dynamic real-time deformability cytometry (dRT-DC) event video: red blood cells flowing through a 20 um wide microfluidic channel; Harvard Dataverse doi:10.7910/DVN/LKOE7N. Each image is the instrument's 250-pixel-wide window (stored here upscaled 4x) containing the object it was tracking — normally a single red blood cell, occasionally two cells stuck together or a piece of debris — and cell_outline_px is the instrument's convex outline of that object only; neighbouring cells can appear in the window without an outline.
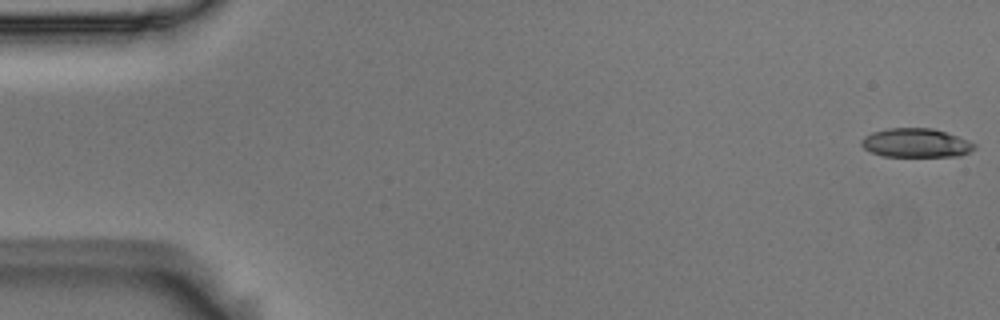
{"species": "Egyptian fruit bat (a non-hibernating species)", "species_latin": "Rousettus aegyptiacus", "temperature_condition": "room temperature", "stored_images_in_passage": 15, "camera_frame_rate_fps": 3000, "um_per_image_px": 0.085, "animal": {"sex": "male"}, "frame": {"image": 1, "passage_image": 1, "time_ms": 0.0, "image_size_px": [1000, 320], "cell_outline_px": [[976, 148], [960, 156], [884, 156], [872, 152], [864, 148], [860, 144], [860, 140], [864, 136], [872, 132], [888, 128], [932, 128], [956, 136], [976, 144]], "centroid_in_image_um": [77.82, 12.15], "position_along_channel_um": 7.2, "area_um2": 18.9}}
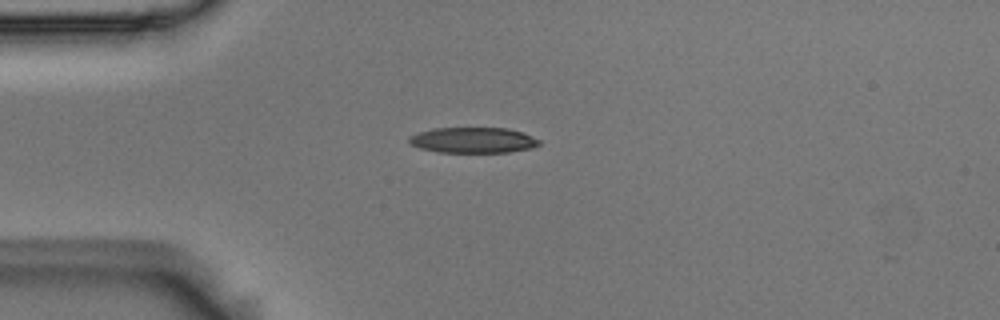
{"frame": {"image": 2, "passage_image": 14, "time_ms": 4.333, "image_size_px": [1000, 320], "cell_outline_px": [[540, 144], [532, 148], [508, 152], [436, 152], [420, 148], [408, 144], [408, 136], [432, 128], [508, 128], [524, 132], [540, 140]], "centroid_in_image_um": [40.2, 11.91], "position_along_channel_um": 44.8, "area_um2": 19.59}}